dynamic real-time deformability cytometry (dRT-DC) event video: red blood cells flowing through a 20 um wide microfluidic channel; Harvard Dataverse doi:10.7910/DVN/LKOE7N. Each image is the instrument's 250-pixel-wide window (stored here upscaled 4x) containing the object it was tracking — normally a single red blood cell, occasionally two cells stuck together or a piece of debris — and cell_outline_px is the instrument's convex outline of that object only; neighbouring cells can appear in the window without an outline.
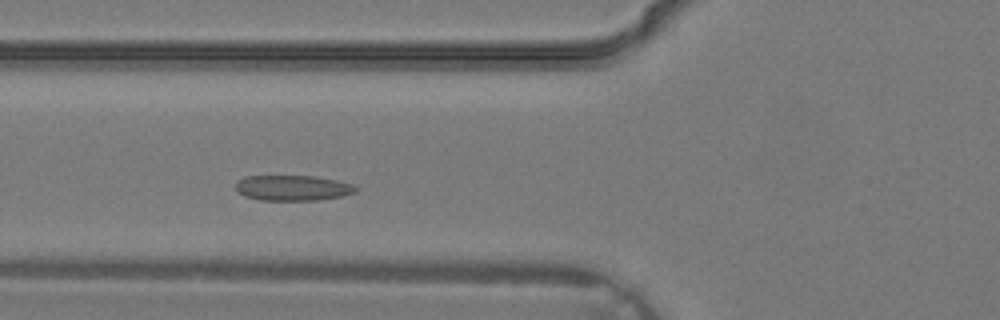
{"species": "common noctule bat (a hibernating species)", "species_latin": "Nyctalus noctula", "temperature_condition": "warm", "stored_images_in_passage": 31, "camera_frame_rate_fps": 3000, "um_per_image_px": 0.085, "animal": {"sex": "male", "body_mass_g": 19.2, "forearm_length_mm": 51.8}, "frame": {"image": 1, "passage_image": 8, "time_ms": 2.333, "image_size_px": [1000, 320], "cell_outline_px": [[360, 188], [356, 192], [340, 196], [316, 200], [260, 200], [244, 196], [236, 188], [236, 180], [244, 176], [316, 176], [336, 180], [352, 184]], "centroid_in_image_um": [24.88, 15.96], "position_along_channel_um": 100.9, "area_um2": 17.8}}
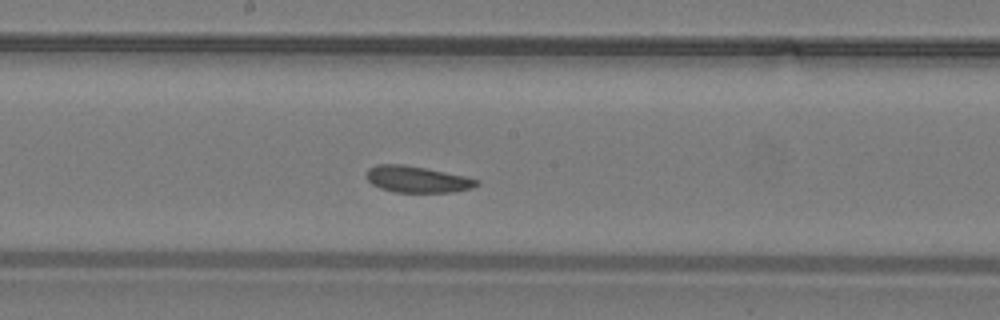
{"frame": {"image": 2, "passage_image": 14, "time_ms": 4.333, "image_size_px": [1000, 320], "cell_outline_px": [[480, 184], [472, 188], [452, 192], [396, 192], [380, 188], [372, 184], [364, 176], [368, 168], [376, 164], [404, 164], [464, 176], [480, 180]], "centroid_in_image_um": [35.43, 15.24], "position_along_channel_um": 212.8, "area_um2": 16.99}}
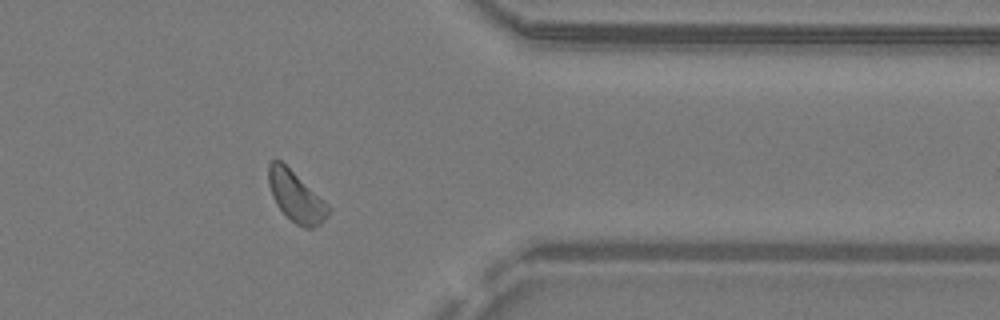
{"frame": {"image": 3, "passage_image": 24, "time_ms": 7.667, "image_size_px": [1000, 320], "cell_outline_px": [[332, 208], [328, 216], [320, 224], [312, 228], [304, 228], [296, 224], [276, 204], [272, 196], [268, 184], [268, 164], [272, 160], [280, 160], [328, 204]], "centroid_in_image_um": [25.16, 16.72], "position_along_channel_um": 386.2, "area_um2": 17.34}}